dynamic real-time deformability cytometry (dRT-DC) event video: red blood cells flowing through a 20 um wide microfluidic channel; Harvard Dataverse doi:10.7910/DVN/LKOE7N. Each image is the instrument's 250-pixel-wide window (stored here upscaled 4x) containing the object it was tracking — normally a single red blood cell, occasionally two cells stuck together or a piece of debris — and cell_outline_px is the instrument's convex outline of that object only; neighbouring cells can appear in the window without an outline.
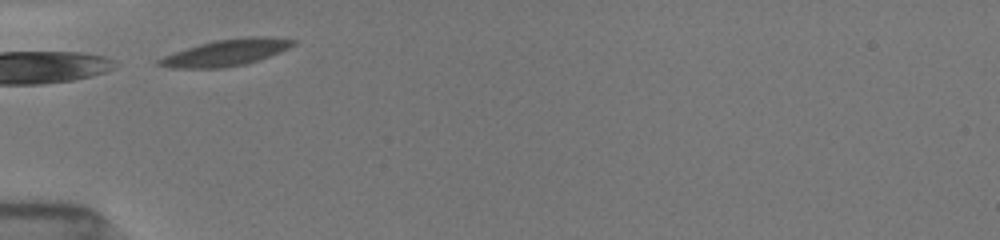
{"species": "common noctule bat (a hibernating species)", "species_latin": "Nyctalus noctula", "temperature_condition": "room temperature", "stored_images_in_passage": 9, "camera_frame_rate_fps": 3000, "um_per_image_px": 0.085, "animal": {"sex": "female", "body_mass_g": 19.5, "forearm_length_mm": 54.1}, "frame": {"image": 1, "passage_image": 1, "time_ms": 0.0, "image_size_px": [1000, 240], "cell_outline_px": [[296, 44], [280, 52], [244, 64], [224, 68], [172, 68], [156, 64], [156, 60], [164, 56], [200, 44], [216, 40], [244, 36], [264, 36], [296, 40]], "centroid_in_image_um": [19.23, 4.47], "position_along_channel_um": 65.8, "area_um2": 20.46}}
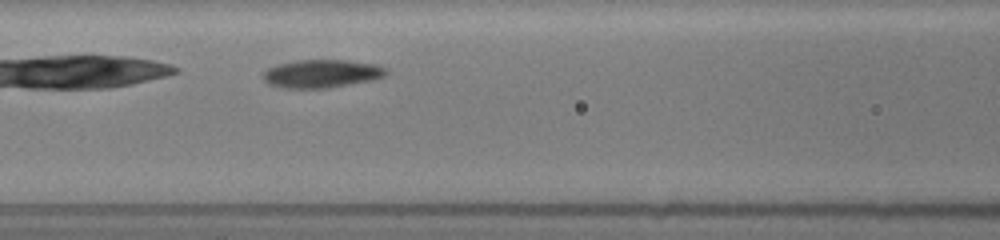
{"frame": {"image": 2, "passage_image": 6, "time_ms": 2.0, "image_size_px": [1000, 240], "cell_outline_px": [[388, 76], [372, 80], [328, 88], [284, 88], [268, 84], [264, 80], [264, 72], [268, 68], [280, 64], [300, 60], [348, 60], [376, 64], [388, 68]], "centroid_in_image_um": [27.42, 6.26], "position_along_channel_um": 139.2, "area_um2": 20.23}}
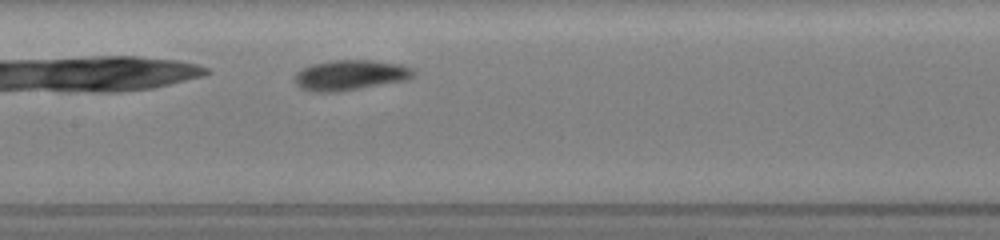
{"frame": {"image": 3, "passage_image": 9, "time_ms": 3.0, "image_size_px": [1000, 240], "cell_outline_px": [[416, 72], [408, 80], [340, 92], [312, 92], [300, 88], [296, 84], [296, 72], [312, 64], [332, 60], [372, 60], [400, 64], [412, 68]], "centroid_in_image_um": [29.79, 6.39], "position_along_channel_um": 177.6, "area_um2": 21.1}}